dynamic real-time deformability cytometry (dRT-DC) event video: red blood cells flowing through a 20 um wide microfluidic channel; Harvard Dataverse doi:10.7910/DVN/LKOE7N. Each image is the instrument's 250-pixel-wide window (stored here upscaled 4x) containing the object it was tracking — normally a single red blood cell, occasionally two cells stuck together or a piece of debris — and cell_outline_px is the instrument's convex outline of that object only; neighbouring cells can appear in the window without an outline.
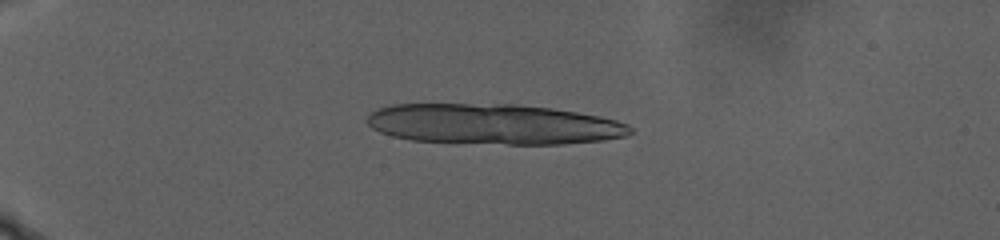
{"species": "human", "species_latin": "Homo sapiens", "temperature_condition": "warm", "stored_images_in_passage": 21, "camera_frame_rate_fps": 3000, "um_per_image_px": 0.085, "donor": {"sex": "male"}, "frame": {"image": 1, "passage_image": 15, "time_ms": 4.667, "image_size_px": [1000, 240], "cell_outline_px": [[632, 132], [624, 136], [604, 140], [564, 144], [508, 144], [412, 140], [392, 136], [380, 132], [372, 128], [368, 124], [368, 116], [376, 108], [392, 104], [516, 104], [552, 108], [600, 116], [616, 120], [628, 124], [632, 128]], "centroid_in_image_um": [41.95, 10.55], "position_along_channel_um": 43.0, "area_um2": 62.02}}